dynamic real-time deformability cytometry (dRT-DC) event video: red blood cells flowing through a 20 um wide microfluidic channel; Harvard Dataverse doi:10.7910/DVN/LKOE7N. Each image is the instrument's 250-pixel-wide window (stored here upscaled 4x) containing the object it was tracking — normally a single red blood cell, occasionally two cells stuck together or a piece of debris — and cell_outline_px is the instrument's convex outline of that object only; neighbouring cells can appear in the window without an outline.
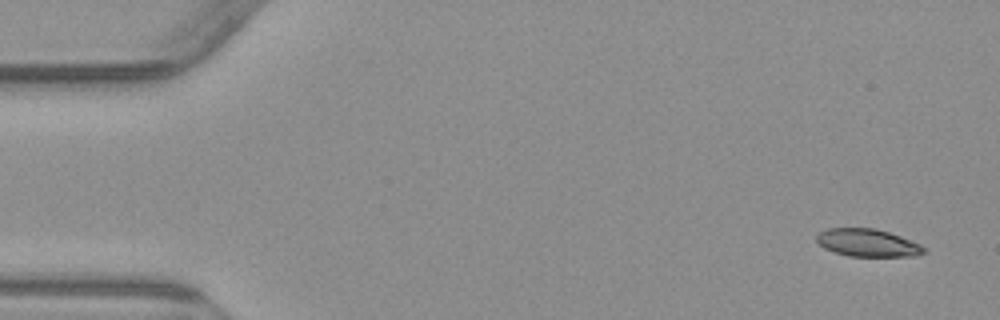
{"species": "common noctule bat (a hibernating species)", "species_latin": "Nyctalus noctula", "temperature_condition": "warm", "stored_images_in_passage": 4, "camera_frame_rate_fps": 3000, "um_per_image_px": 0.085, "animal": {"sex": "male", "body_mass_g": 23.1, "forearm_length_mm": 52.7}, "frame": {"image": 1, "passage_image": 1, "time_ms": 0.0, "image_size_px": [1000, 320], "cell_outline_px": [[928, 252], [916, 256], [848, 256], [824, 248], [816, 240], [816, 236], [820, 232], [828, 228], [872, 228], [888, 232], [900, 236], [920, 244], [928, 248]], "centroid_in_image_um": [73.79, 20.64], "position_along_channel_um": 11.2, "area_um2": 17.28}}
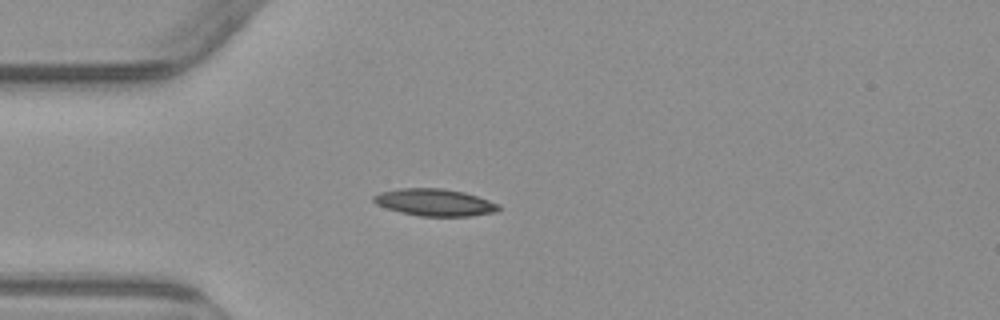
{"frame": {"image": 2, "passage_image": 4, "time_ms": 4.0, "image_size_px": [1000, 320], "cell_outline_px": [[500, 208], [496, 212], [472, 216], [420, 216], [400, 212], [376, 204], [372, 200], [372, 196], [380, 192], [400, 188], [444, 188], [464, 192], [500, 204]], "centroid_in_image_um": [36.95, 17.2], "position_along_channel_um": 48.1, "area_um2": 19.77}}